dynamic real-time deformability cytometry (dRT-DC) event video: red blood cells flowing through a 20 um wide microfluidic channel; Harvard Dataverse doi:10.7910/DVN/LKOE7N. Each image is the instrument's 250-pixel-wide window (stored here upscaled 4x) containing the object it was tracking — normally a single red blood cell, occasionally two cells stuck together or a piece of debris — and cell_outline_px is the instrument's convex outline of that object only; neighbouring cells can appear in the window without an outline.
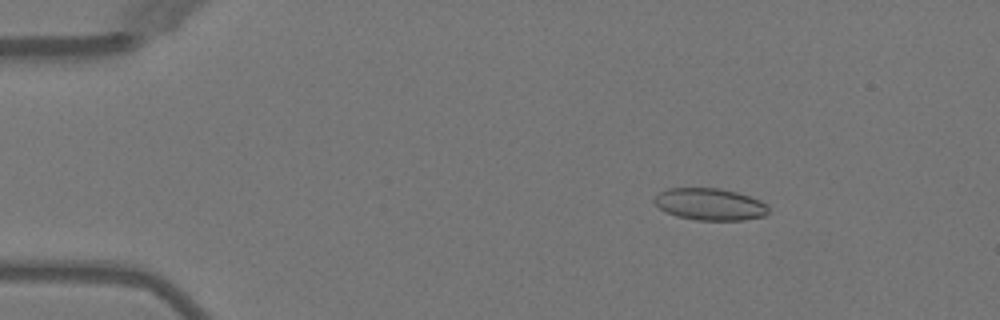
{"species": "Egyptian fruit bat (a non-hibernating species)", "species_latin": "Rousettus aegyptiacus", "temperature_condition": "warm", "stored_images_in_passage": 51, "camera_frame_rate_fps": 3000, "um_per_image_px": 0.085, "animal": {"sex": "female"}, "frame": {"image": 1, "passage_image": 8, "time_ms": 2.333, "image_size_px": [1000, 320], "cell_outline_px": [[768, 212], [764, 216], [744, 220], [696, 220], [676, 216], [660, 208], [652, 200], [660, 192], [668, 188], [720, 188], [736, 192], [760, 200], [768, 204]], "centroid_in_image_um": [60.36, 17.36], "position_along_channel_um": 24.6, "area_um2": 21.21}}
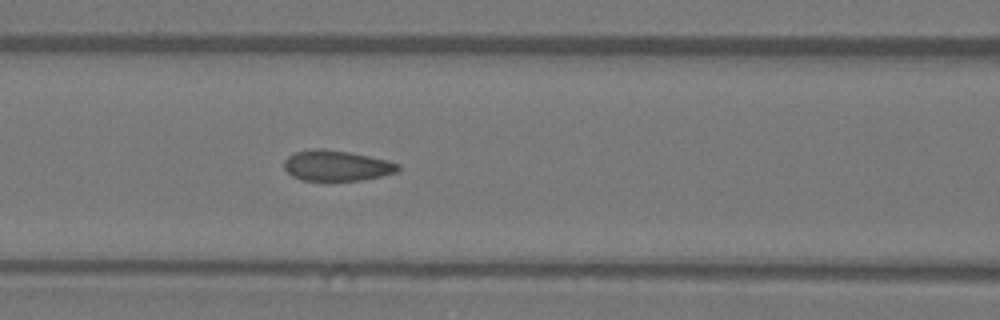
{"frame": {"image": 2, "passage_image": 22, "time_ms": 7.0, "image_size_px": [1000, 320], "cell_outline_px": [[400, 168], [396, 172], [380, 176], [360, 180], [300, 180], [292, 176], [284, 168], [284, 160], [288, 156], [296, 152], [312, 148], [324, 148], [348, 152], [388, 160], [400, 164]], "centroid_in_image_um": [28.59, 14.07], "position_along_channel_um": 138.0, "area_um2": 20.23}}
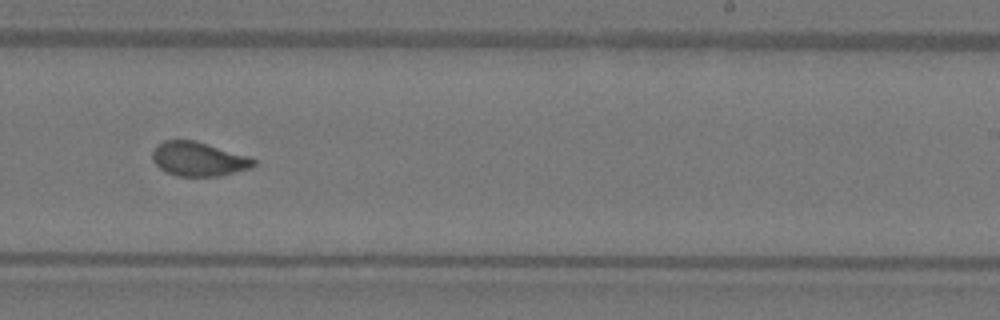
{"frame": {"image": 3, "passage_image": 32, "time_ms": 10.333, "image_size_px": [1000, 320], "cell_outline_px": [[256, 164], [248, 168], [220, 176], [176, 176], [160, 168], [152, 160], [152, 152], [156, 144], [164, 140], [196, 140], [252, 156], [256, 160]], "centroid_in_image_um": [16.89, 13.5], "position_along_channel_um": 272.1, "area_um2": 20.4}, "authors_computed_cell_mechanics": {"area_um2": 20.519, "velocity_mm_per_s": 4.0454, "shape_relaxation_time_tau1_ms": 10.7403, "shape_relaxation_time_tau2_ms": null, "deformation_change_tau1": 0.2315, "deformation_change_tau2": null}}